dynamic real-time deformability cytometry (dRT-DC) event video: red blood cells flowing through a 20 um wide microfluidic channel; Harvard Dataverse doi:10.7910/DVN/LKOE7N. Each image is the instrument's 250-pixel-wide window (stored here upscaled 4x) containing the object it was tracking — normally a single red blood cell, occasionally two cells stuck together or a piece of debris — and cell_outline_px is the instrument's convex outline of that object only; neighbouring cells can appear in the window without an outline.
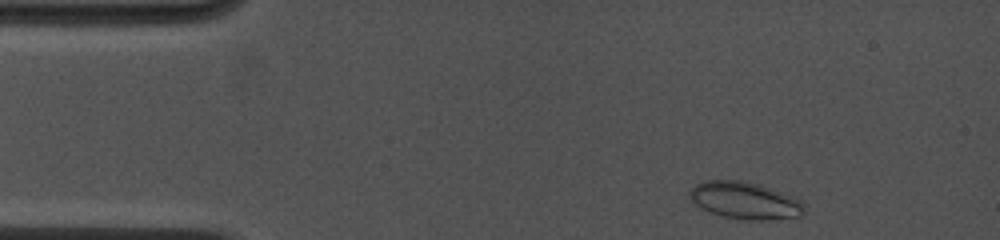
{"species": "common noctule bat (a hibernating species)", "species_latin": "Nyctalus noctula", "temperature_condition": "cold", "stored_images_in_passage": 9, "camera_frame_rate_fps": 4500, "um_per_image_px": 0.085, "animal": {"sex": "female", "body_mass_g": 19.0, "forearm_length_mm": 53.3}, "frame": {"image": 1, "passage_image": 1, "time_ms": 0.0, "image_size_px": [1000, 240], "cell_outline_px": [[804, 212], [800, 216], [764, 220], [744, 220], [724, 216], [712, 212], [696, 204], [688, 196], [688, 192], [696, 184], [704, 180], [744, 180], [760, 184], [796, 196], [804, 204]], "centroid_in_image_um": [63.35, 17.02], "position_along_channel_um": 21.6, "area_um2": 24.91}}
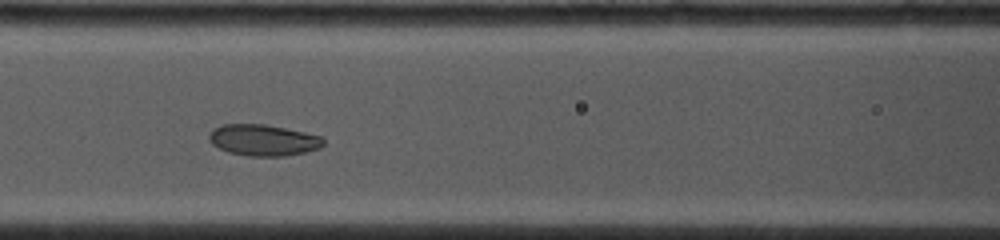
{"frame": {"image": 2, "passage_image": 6, "time_ms": 4.889, "image_size_px": [1000, 240], "cell_outline_px": [[324, 144], [320, 148], [304, 152], [284, 156], [248, 156], [228, 152], [212, 144], [208, 140], [208, 136], [212, 128], [220, 124], [264, 124], [324, 136]], "centroid_in_image_um": [22.36, 11.9], "position_along_channel_um": 144.2, "area_um2": 20.98}}
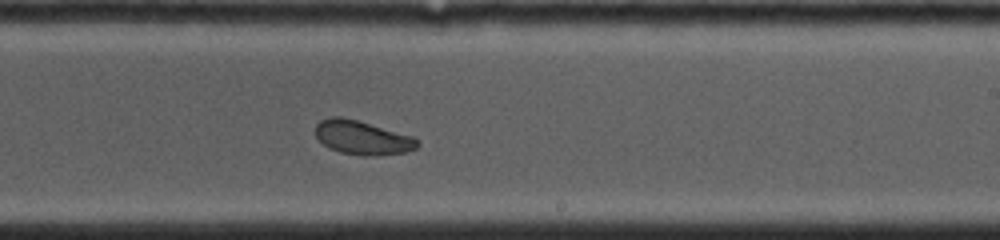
{"frame": {"image": 3, "passage_image": 9, "time_ms": 7.778, "image_size_px": [1000, 240], "cell_outline_px": [[420, 144], [416, 148], [404, 152], [376, 156], [364, 156], [340, 152], [328, 148], [316, 136], [316, 124], [320, 120], [328, 116], [340, 116], [356, 120], [412, 136]], "centroid_in_image_um": [30.76, 11.7], "position_along_channel_um": 258.2, "area_um2": 20.0}}